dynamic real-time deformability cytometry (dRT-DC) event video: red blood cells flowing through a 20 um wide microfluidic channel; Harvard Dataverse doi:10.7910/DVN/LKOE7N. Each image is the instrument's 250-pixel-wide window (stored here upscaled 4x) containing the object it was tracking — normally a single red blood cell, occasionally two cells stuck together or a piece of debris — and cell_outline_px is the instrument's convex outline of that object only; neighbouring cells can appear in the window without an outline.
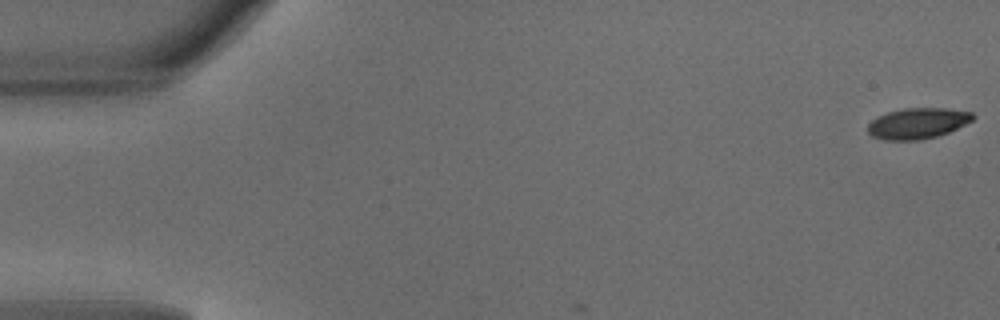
{"species": "common noctule bat (a hibernating species)", "species_latin": "Nyctalus noctula", "temperature_condition": "warm", "stored_images_in_passage": 5, "camera_frame_rate_fps": 3000, "um_per_image_px": 0.085, "animal": {"sex": "male", "body_mass_g": 18.8}, "frame": {"image": 1, "passage_image": 1, "time_ms": 0.0, "image_size_px": [1000, 320], "cell_outline_px": [[976, 116], [972, 120], [948, 132], [936, 136], [920, 140], [884, 140], [872, 136], [868, 132], [868, 124], [872, 120], [888, 112], [904, 108], [948, 108], [972, 112]], "centroid_in_image_um": [78.0, 10.48], "position_along_channel_um": 7.0, "area_um2": 18.73}}